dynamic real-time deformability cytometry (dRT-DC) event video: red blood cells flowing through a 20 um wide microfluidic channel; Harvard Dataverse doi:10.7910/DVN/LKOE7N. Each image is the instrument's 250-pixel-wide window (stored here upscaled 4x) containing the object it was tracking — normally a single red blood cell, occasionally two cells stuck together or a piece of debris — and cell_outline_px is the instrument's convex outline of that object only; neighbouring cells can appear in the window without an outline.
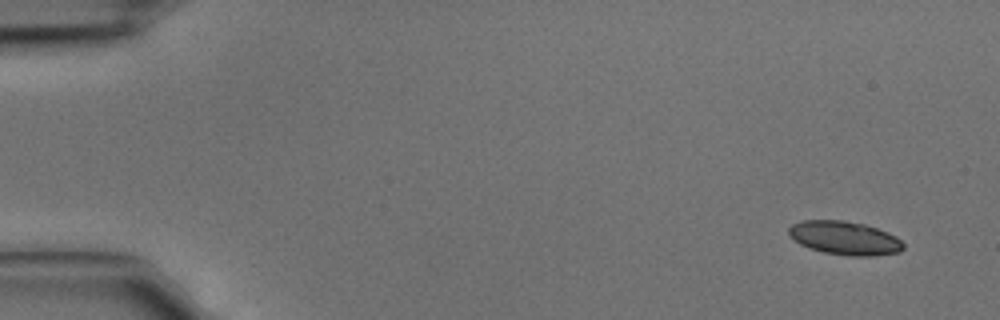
{"species": "common noctule bat (a hibernating species)", "species_latin": "Nyctalus noctula", "temperature_condition": "cold", "stored_images_in_passage": 5, "segment_of_instrument_passage": [1, 2], "camera_frame_rate_fps": 3000, "um_per_image_px": 0.085, "animal": {"sex": "male", "body_mass_g": 15.6}, "frame": {"image": 1, "passage_image": 1, "time_ms": 0.0, "image_size_px": [1000, 320], "cell_outline_px": [[904, 248], [900, 252], [876, 256], [848, 256], [824, 252], [808, 248], [792, 240], [788, 236], [788, 228], [792, 224], [804, 220], [844, 220], [864, 224], [888, 232], [896, 236], [904, 244]], "centroid_in_image_um": [71.78, 20.24], "position_along_channel_um": 13.2, "area_um2": 22.72}}
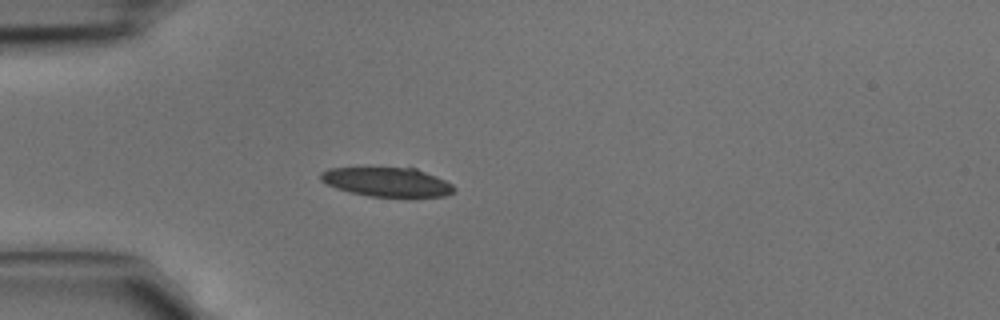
{"frame": {"image": 2, "passage_image": 4, "time_ms": 1.0, "image_size_px": [1000, 320], "cell_outline_px": [[456, 188], [452, 192], [444, 196], [368, 196], [336, 188], [320, 180], [320, 172], [328, 168], [416, 168], [436, 176], [452, 184]], "centroid_in_image_um": [32.88, 15.46], "position_along_channel_um": 52.1, "area_um2": 22.31}}